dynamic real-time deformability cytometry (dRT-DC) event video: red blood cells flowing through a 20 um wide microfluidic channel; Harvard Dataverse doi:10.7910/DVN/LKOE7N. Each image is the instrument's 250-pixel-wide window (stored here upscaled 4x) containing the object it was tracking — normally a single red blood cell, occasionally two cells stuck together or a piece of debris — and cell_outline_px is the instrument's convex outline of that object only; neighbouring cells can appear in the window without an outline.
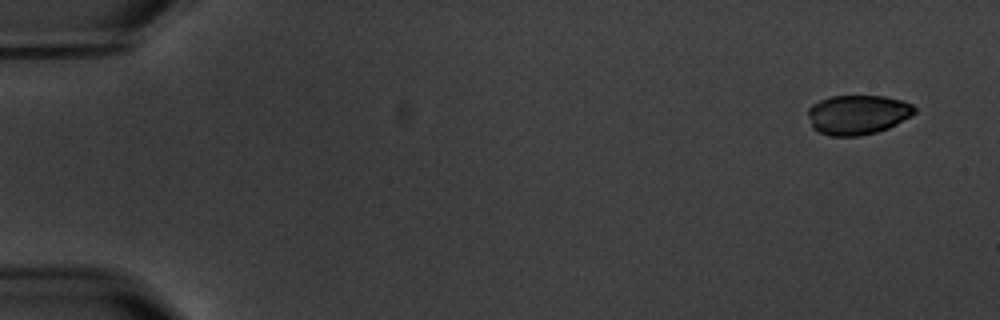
{"species": "common noctule bat (a hibernating species)", "species_latin": "Nyctalus noctula", "temperature_condition": "warm", "stored_images_in_passage": 10, "camera_frame_rate_fps": 3000, "um_per_image_px": 0.085, "animal": {"sex": "male", "body_mass_g": 20.1, "forearm_length_mm": 53.5}, "frame": {"image": 1, "passage_image": 1, "time_ms": 0.0, "image_size_px": [1000, 320], "cell_outline_px": [[916, 112], [912, 116], [888, 128], [876, 132], [860, 136], [832, 136], [820, 132], [812, 128], [808, 116], [808, 108], [812, 104], [820, 100], [832, 96], [884, 96], [900, 100], [912, 104], [916, 108]], "centroid_in_image_um": [72.9, 9.75], "position_along_channel_um": 12.1, "area_um2": 24.62}}
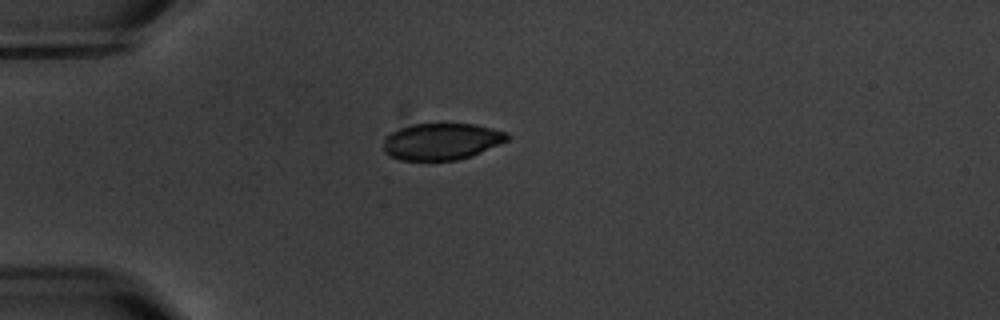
{"frame": {"image": 2, "passage_image": 4, "time_ms": 4.333, "image_size_px": [1000, 320], "cell_outline_px": [[512, 136], [508, 140], [472, 156], [456, 160], [400, 160], [388, 156], [384, 152], [384, 136], [400, 128], [412, 124], [472, 124], [492, 128], [508, 132]], "centroid_in_image_um": [37.53, 12.03], "position_along_channel_um": 47.5, "area_um2": 26.59}}